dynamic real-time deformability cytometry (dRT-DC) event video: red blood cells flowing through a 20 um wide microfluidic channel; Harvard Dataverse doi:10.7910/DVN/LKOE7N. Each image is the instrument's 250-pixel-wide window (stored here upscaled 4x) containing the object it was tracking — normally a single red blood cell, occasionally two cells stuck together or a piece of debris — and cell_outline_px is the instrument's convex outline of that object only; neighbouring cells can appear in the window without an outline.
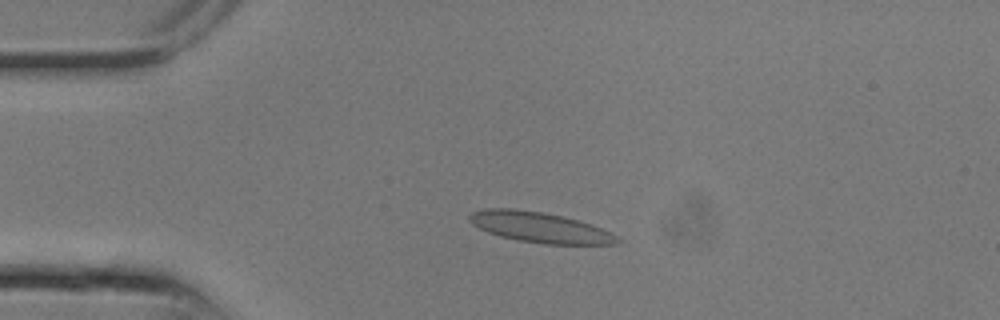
{"species": "common noctule bat (a hibernating species)", "species_latin": "Nyctalus noctula", "temperature_condition": "room temperature", "stored_images_in_passage": 9, "camera_frame_rate_fps": 3000, "um_per_image_px": 0.085, "animal": {"sex": "male", "body_mass_g": 13.3}, "frame": {"image": 1, "passage_image": 6, "time_ms": 1.667, "image_size_px": [1000, 320], "cell_outline_px": [[624, 240], [616, 244], [544, 244], [516, 240], [500, 236], [488, 232], [472, 224], [468, 220], [468, 216], [472, 212], [484, 208], [516, 208], [544, 212], [564, 216], [592, 224], [612, 232]], "centroid_in_image_um": [45.92, 19.32], "position_along_channel_um": 39.1, "area_um2": 26.65}}
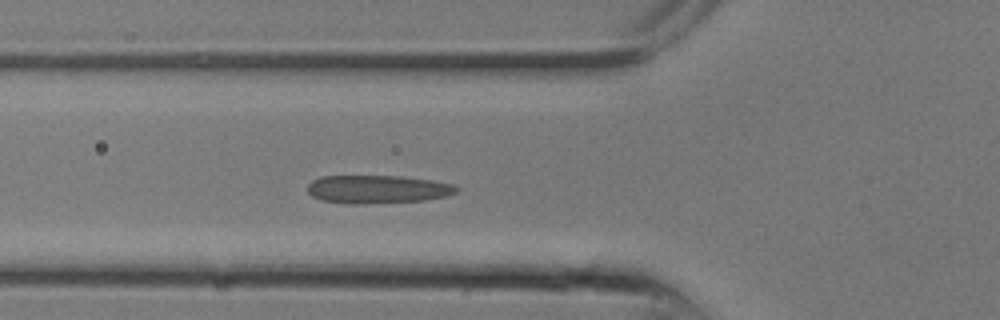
{"frame": {"image": 2, "passage_image": 9, "time_ms": 2.667, "image_size_px": [1000, 320], "cell_outline_px": [[460, 188], [456, 192], [444, 196], [424, 200], [360, 204], [348, 204], [324, 200], [312, 196], [308, 192], [308, 184], [312, 180], [320, 176], [400, 176], [432, 180], [452, 184]], "centroid_in_image_um": [32.07, 16.08], "position_along_channel_um": 93.7, "area_um2": 24.33}}